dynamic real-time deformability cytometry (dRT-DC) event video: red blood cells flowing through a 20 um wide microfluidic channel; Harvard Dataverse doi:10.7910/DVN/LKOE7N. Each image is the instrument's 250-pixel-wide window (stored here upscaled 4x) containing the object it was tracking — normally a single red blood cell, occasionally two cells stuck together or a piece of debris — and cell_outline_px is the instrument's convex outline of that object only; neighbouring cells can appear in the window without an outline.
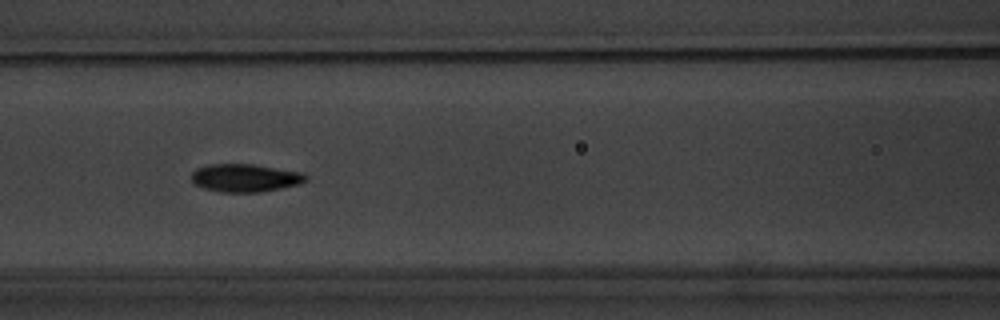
{"species": "common noctule bat (a hibernating species)", "species_latin": "Nyctalus noctula", "temperature_condition": "warm", "stored_images_in_passage": 9, "camera_frame_rate_fps": 3000, "um_per_image_px": 0.085, "animal": {"sex": "male", "body_mass_g": 20.1, "forearm_length_mm": 53.5}, "frame": {"image": 1, "passage_image": 6, "time_ms": 5.667, "image_size_px": [1000, 320], "cell_outline_px": [[308, 180], [300, 184], [260, 192], [220, 192], [204, 188], [196, 184], [192, 180], [192, 172], [196, 168], [208, 164], [252, 164], [304, 172], [308, 176]], "centroid_in_image_um": [20.87, 15.11], "position_along_channel_um": 145.7, "area_um2": 18.73}}
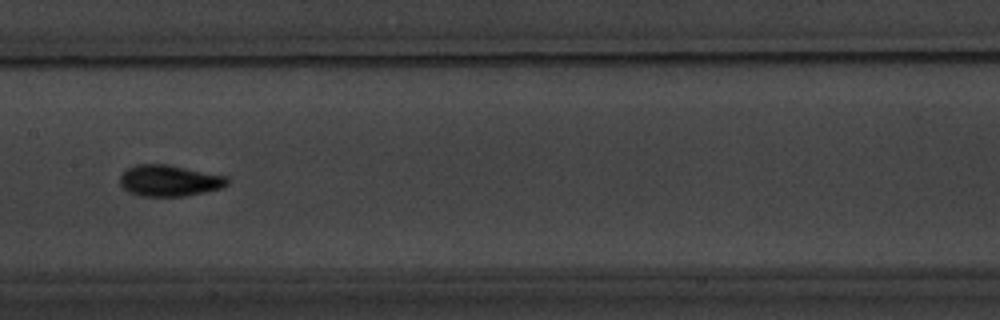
{"frame": {"image": 2, "passage_image": 7, "time_ms": 7.0, "image_size_px": [1000, 320], "cell_outline_px": [[228, 184], [220, 188], [204, 192], [184, 196], [140, 196], [128, 192], [120, 184], [120, 176], [128, 168], [136, 164], [168, 164], [228, 176]], "centroid_in_image_um": [14.39, 15.35], "position_along_channel_um": 193.0, "area_um2": 19.59}}